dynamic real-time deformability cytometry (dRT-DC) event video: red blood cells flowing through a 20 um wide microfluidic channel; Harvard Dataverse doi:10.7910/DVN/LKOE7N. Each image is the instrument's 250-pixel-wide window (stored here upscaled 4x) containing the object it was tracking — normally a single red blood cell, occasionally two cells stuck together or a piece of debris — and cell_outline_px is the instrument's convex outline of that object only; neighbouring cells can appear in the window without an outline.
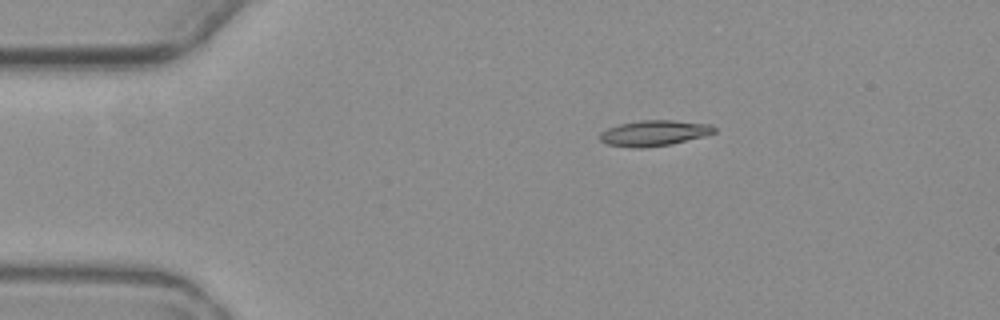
{"species": "common noctule bat (a hibernating species)", "species_latin": "Nyctalus noctula", "temperature_condition": "warm", "stored_images_in_passage": 3, "camera_frame_rate_fps": 3000, "um_per_image_px": 0.085, "animal": {"sex": "female", "body_mass_g": 19.3, "forearm_length_mm": 54.1}, "frame": {"image": 1, "passage_image": 1, "time_ms": 0.0, "image_size_px": [1000, 320], "cell_outline_px": [[716, 132], [704, 136], [672, 144], [644, 148], [636, 148], [608, 144], [600, 140], [600, 132], [608, 128], [620, 124], [640, 120], [672, 120], [712, 124], [716, 128]], "centroid_in_image_um": [55.63, 11.31], "position_along_channel_um": 29.4, "area_um2": 17.11}}